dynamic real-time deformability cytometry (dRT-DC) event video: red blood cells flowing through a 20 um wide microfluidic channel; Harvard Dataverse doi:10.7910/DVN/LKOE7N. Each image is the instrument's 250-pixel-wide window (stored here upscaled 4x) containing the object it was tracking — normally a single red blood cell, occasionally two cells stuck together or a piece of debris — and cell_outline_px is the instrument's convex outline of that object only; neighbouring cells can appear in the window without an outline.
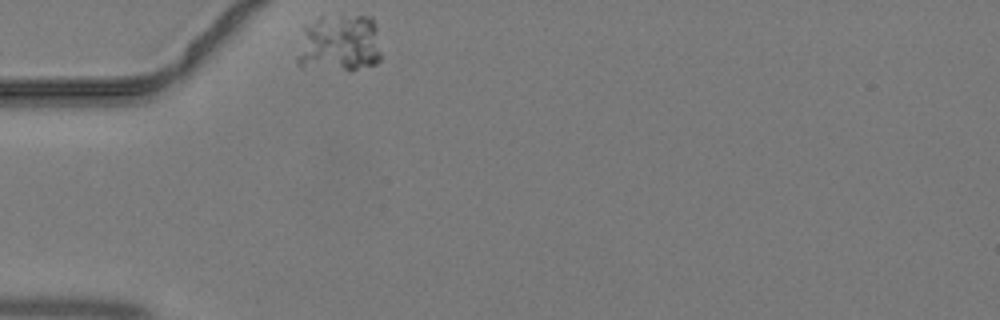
{"species": "common noctule bat (a hibernating species)", "species_latin": "Nyctalus noctula", "temperature_condition": "warm", "stored_images_in_passage": 29, "camera_frame_rate_fps": 3000, "um_per_image_px": 0.085, "animal": {"sex": "male", "body_mass_g": 19.2, "forearm_length_mm": 51.8}, "frame": {"image": 1, "passage_image": 1, "time_ms": 0.0, "image_size_px": [1000, 320], "cell_outline_px": [[384, 56], [376, 64], [348, 72], [300, 68], [296, 64], [296, 60], [304, 28], [320, 16], [340, 12], [372, 16], [376, 28]], "centroid_in_image_um": [28.89, 3.69], "position_along_channel_um": 56.1, "area_um2": 30.0}}
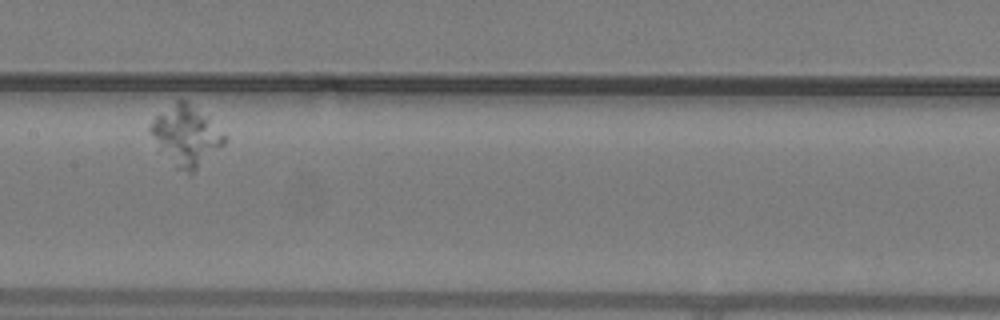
{"frame": {"image": 2, "passage_image": 14, "time_ms": 4.333, "image_size_px": [1000, 320], "cell_outline_px": [[228, 136], [224, 144], [192, 176], [188, 176], [176, 168], [160, 148], [148, 132], [148, 128], [152, 120], [156, 116], [176, 100], [184, 100], [224, 132]], "centroid_in_image_um": [15.82, 11.61], "position_along_channel_um": 191.6, "area_um2": 25.66}}
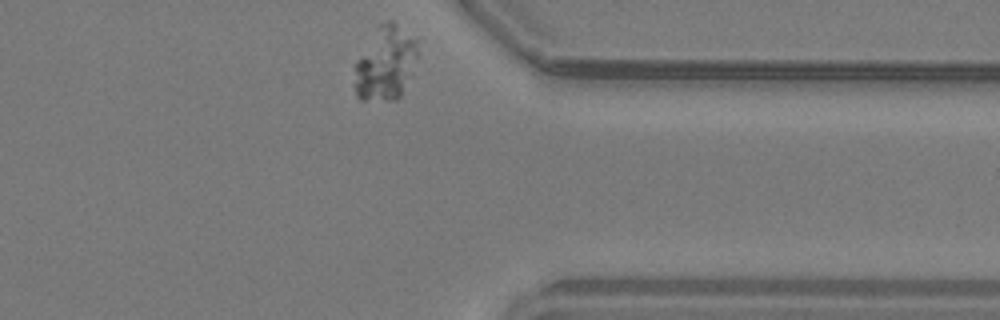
{"frame": {"image": 3, "passage_image": 29, "time_ms": 9.333, "image_size_px": [1000, 320], "cell_outline_px": [[420, 40], [416, 56], [400, 96], [396, 100], [360, 100], [356, 96], [352, 84], [356, 60], [380, 24], [388, 20], [392, 20]], "centroid_in_image_um": [32.73, 5.38], "position_along_channel_um": 378.7, "area_um2": 27.17}}